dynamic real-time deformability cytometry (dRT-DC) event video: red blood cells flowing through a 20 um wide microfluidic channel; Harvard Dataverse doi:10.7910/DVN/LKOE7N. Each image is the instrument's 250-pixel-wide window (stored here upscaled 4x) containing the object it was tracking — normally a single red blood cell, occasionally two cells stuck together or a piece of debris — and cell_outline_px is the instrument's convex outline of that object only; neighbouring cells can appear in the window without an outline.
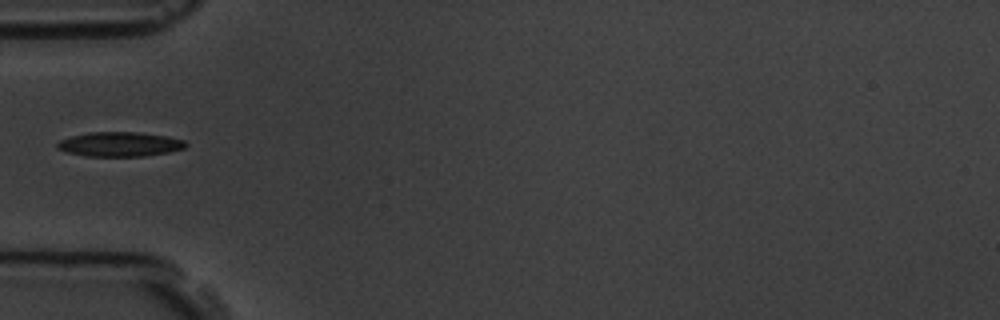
{"species": "common noctule bat (a hibernating species)", "species_latin": "Nyctalus noctula", "temperature_condition": "room temperature", "stored_images_in_passage": 1, "camera_frame_rate_fps": 3000, "um_per_image_px": 0.085, "animal": {"sex": "male", "body_mass_g": 19.5, "forearm_length_mm": 54.6}, "frame": {"image": 1, "passage_image": 1, "time_ms": 0.0, "image_size_px": [1000, 320], "cell_outline_px": [[188, 144], [184, 148], [168, 152], [144, 156], [84, 156], [68, 152], [56, 148], [56, 144], [60, 140], [72, 136], [88, 132], [136, 132], [168, 136], [184, 140]], "centroid_in_image_um": [10.18, 12.26], "position_along_channel_um": 74.8, "area_um2": 18.32}}